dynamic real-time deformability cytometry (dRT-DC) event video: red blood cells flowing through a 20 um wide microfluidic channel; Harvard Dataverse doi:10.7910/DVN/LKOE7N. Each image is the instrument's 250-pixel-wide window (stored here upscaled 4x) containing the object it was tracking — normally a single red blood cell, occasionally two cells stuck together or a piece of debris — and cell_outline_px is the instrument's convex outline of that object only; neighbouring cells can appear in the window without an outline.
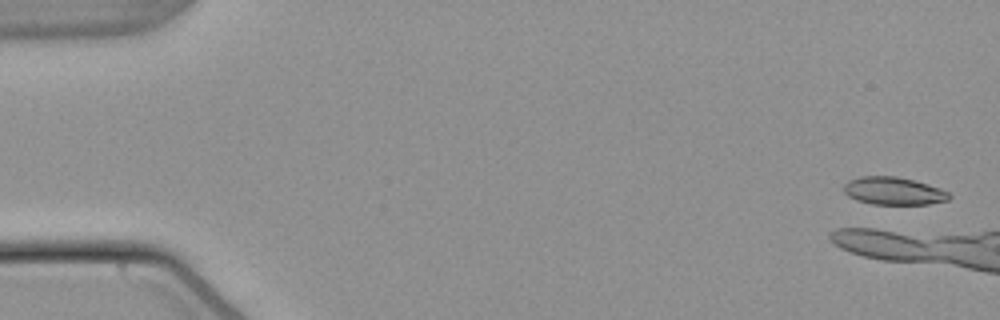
{"species": "common noctule bat (a hibernating species)", "species_latin": "Nyctalus noctula", "temperature_condition": "warm", "stored_images_in_passage": 5, "camera_frame_rate_fps": 3000, "um_per_image_px": 0.085, "animal": {"sex": "male", "body_mass_g": 21.5, "forearm_length_mm": 52.0}, "frame": {"image": 1, "passage_image": 2, "time_ms": 0.333, "image_size_px": [1000, 320], "cell_outline_px": [[952, 196], [948, 200], [928, 204], [872, 204], [856, 200], [848, 196], [844, 192], [844, 184], [848, 180], [860, 176], [896, 176], [928, 184], [940, 188], [948, 192]], "centroid_in_image_um": [75.94, 16.23], "position_along_channel_um": 9.1, "area_um2": 17.05}}